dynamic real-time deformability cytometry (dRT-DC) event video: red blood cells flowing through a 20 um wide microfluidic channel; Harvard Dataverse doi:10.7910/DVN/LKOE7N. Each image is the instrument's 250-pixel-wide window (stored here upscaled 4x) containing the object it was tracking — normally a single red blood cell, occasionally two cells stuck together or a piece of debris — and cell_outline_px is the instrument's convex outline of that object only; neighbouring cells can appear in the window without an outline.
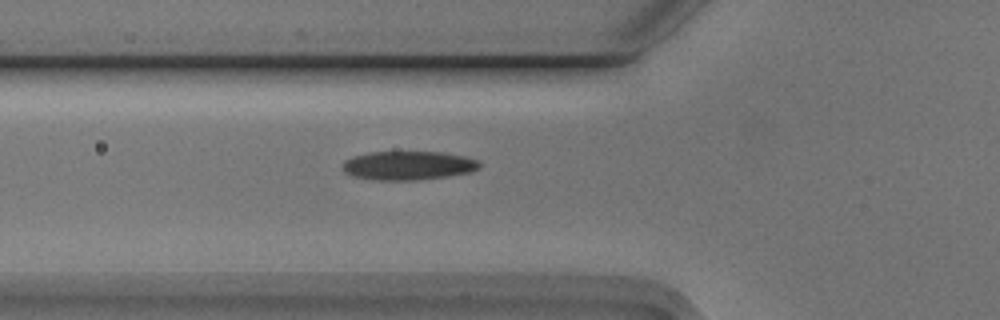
{"species": "Egyptian fruit bat (a non-hibernating species)", "species_latin": "Rousettus aegyptiacus", "temperature_condition": "cold", "stored_images_in_passage": 38, "camera_frame_rate_fps": 3000, "um_per_image_px": 0.085, "animal": {"sex": "male"}, "frame": {"image": 1, "passage_image": 6, "time_ms": 1.667, "image_size_px": [1000, 320], "cell_outline_px": [[480, 168], [472, 172], [448, 176], [416, 180], [376, 180], [352, 176], [344, 172], [344, 160], [352, 156], [368, 152], [440, 152], [464, 156], [476, 160], [480, 164]], "centroid_in_image_um": [34.69, 14.07], "position_along_channel_um": 91.1, "area_um2": 23.0}}
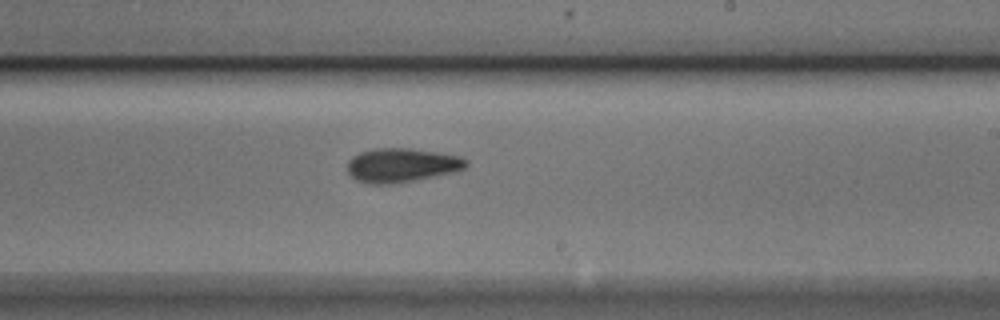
{"frame": {"image": 2, "passage_image": 19, "time_ms": 6.0, "image_size_px": [1000, 320], "cell_outline_px": [[468, 164], [464, 168], [456, 172], [396, 184], [368, 184], [356, 180], [348, 172], [348, 160], [352, 156], [360, 152], [376, 148], [408, 148], [436, 152], [460, 156], [468, 160]], "centroid_in_image_um": [34.15, 14.05], "position_along_channel_um": 254.9, "area_um2": 23.76}}
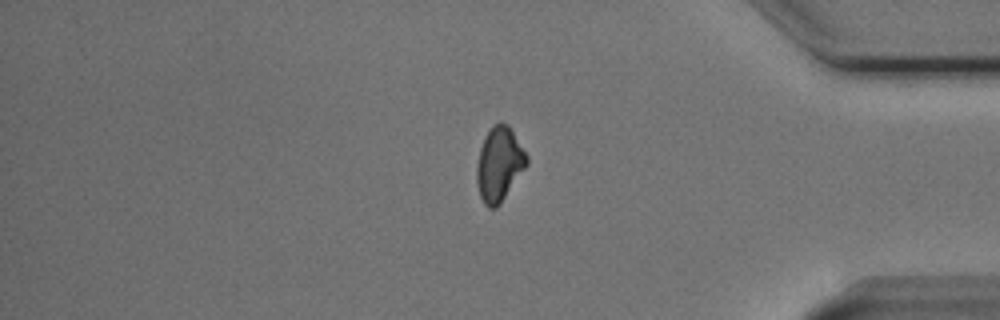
{"frame": {"image": 3, "passage_image": 32, "time_ms": 10.333, "image_size_px": [1000, 320], "cell_outline_px": [[528, 164], [500, 204], [496, 208], [488, 208], [484, 204], [480, 196], [476, 180], [476, 164], [480, 148], [484, 136], [492, 124], [500, 120], [508, 124], [528, 156]], "centroid_in_image_um": [42.42, 13.93], "position_along_channel_um": 392.8, "area_um2": 21.91}}